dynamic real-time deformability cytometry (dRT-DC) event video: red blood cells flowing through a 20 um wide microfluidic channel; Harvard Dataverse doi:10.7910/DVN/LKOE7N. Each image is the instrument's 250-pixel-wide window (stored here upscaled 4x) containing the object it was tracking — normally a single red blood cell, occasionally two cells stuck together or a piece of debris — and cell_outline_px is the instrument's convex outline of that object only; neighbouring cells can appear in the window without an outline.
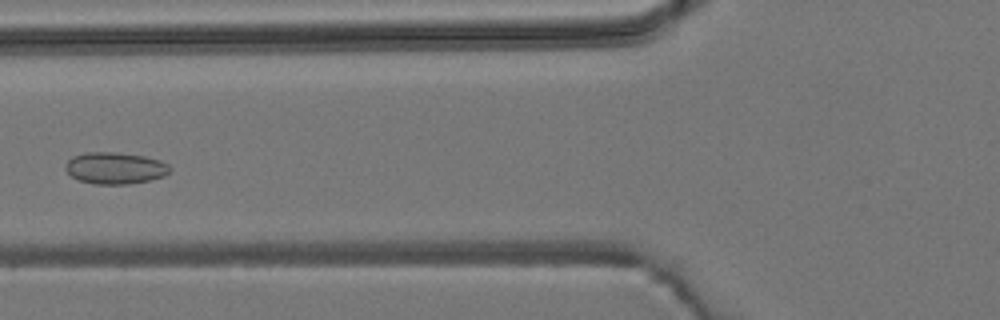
{"species": "common noctule bat (a hibernating species)", "species_latin": "Nyctalus noctula", "temperature_condition": "room temperature", "stored_images_in_passage": 6, "camera_frame_rate_fps": 3000, "um_per_image_px": 0.085, "animal": {"sex": "male", "body_mass_g": 19.2, "forearm_length_mm": 51.8}, "frame": {"image": 1, "passage_image": 5, "time_ms": 6.667, "image_size_px": [1000, 320], "cell_outline_px": [[172, 168], [164, 176], [148, 180], [124, 184], [96, 184], [80, 180], [72, 176], [64, 168], [64, 164], [72, 156], [84, 152], [116, 152], [144, 156], [160, 160], [168, 164]], "centroid_in_image_um": [9.76, 14.27], "position_along_channel_um": 116.0, "area_um2": 19.25}}
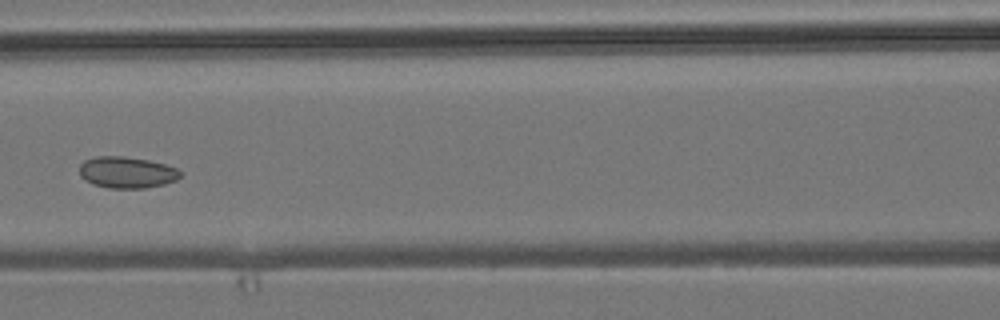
{"frame": {"image": 2, "passage_image": 6, "time_ms": 7.667, "image_size_px": [1000, 320], "cell_outline_px": [[180, 176], [176, 180], [164, 184], [144, 188], [108, 188], [92, 184], [84, 180], [80, 176], [80, 164], [84, 160], [96, 156], [124, 156], [148, 160], [164, 164], [176, 168], [180, 172]], "centroid_in_image_um": [10.74, 14.65], "position_along_channel_um": 155.9, "area_um2": 18.5}}